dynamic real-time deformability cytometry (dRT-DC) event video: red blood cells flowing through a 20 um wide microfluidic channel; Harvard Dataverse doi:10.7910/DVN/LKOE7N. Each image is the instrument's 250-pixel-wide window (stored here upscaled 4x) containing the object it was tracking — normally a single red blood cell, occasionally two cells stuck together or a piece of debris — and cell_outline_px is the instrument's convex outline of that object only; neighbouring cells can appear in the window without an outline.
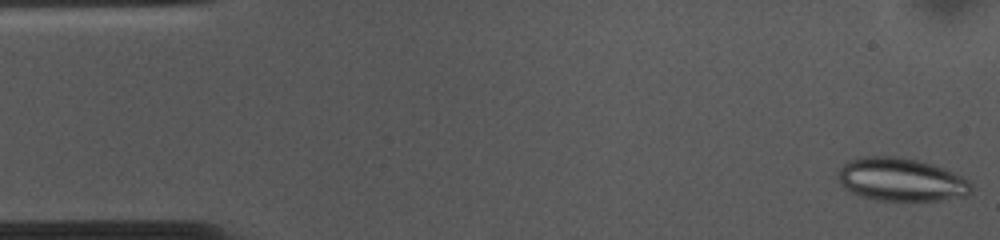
{"species": "common noctule bat (a hibernating species)", "species_latin": "Nyctalus noctula", "temperature_condition": "cold", "stored_images_in_passage": 54, "segment_of_instrument_passage": [1, 2], "camera_frame_rate_fps": 3000, "um_per_image_px": 0.085, "animal": {"sex": "female", "body_mass_g": 10.0, "forearm_length_mm": 53.1}, "frame": {"image": 1, "passage_image": 1, "time_ms": 0.0, "image_size_px": [1000, 240], "cell_outline_px": [[972, 192], [968, 196], [940, 200], [876, 200], [852, 192], [844, 188], [840, 184], [840, 168], [848, 160], [860, 156], [896, 156], [916, 160], [932, 164], [944, 168], [968, 180], [972, 184]], "centroid_in_image_um": [76.62, 15.26], "position_along_channel_um": 8.4, "area_um2": 33.35}}
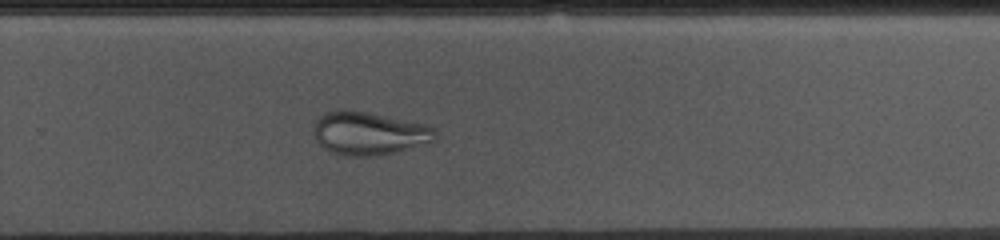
{"frame": {"image": 2, "passage_image": 34, "time_ms": 11.0, "image_size_px": [1000, 240], "cell_outline_px": [[436, 140], [432, 144], [380, 156], [344, 156], [332, 152], [324, 148], [316, 140], [312, 132], [316, 120], [324, 112], [344, 108], [424, 124], [436, 128]], "centroid_in_image_um": [31.39, 11.36], "position_along_channel_um": 298.4, "area_um2": 31.1}}
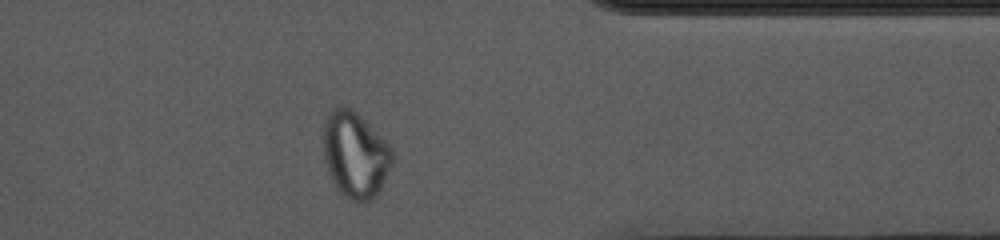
{"frame": {"image": 3, "passage_image": 42, "time_ms": 13.667, "image_size_px": [1000, 240], "cell_outline_px": [[396, 160], [376, 196], [372, 200], [360, 204], [356, 204], [340, 192], [336, 188], [328, 172], [324, 156], [324, 120], [328, 112], [336, 104], [340, 104], [352, 108], [388, 144], [396, 156]], "centroid_in_image_um": [30.21, 13.17], "position_along_channel_um": 381.2, "area_um2": 35.14}}